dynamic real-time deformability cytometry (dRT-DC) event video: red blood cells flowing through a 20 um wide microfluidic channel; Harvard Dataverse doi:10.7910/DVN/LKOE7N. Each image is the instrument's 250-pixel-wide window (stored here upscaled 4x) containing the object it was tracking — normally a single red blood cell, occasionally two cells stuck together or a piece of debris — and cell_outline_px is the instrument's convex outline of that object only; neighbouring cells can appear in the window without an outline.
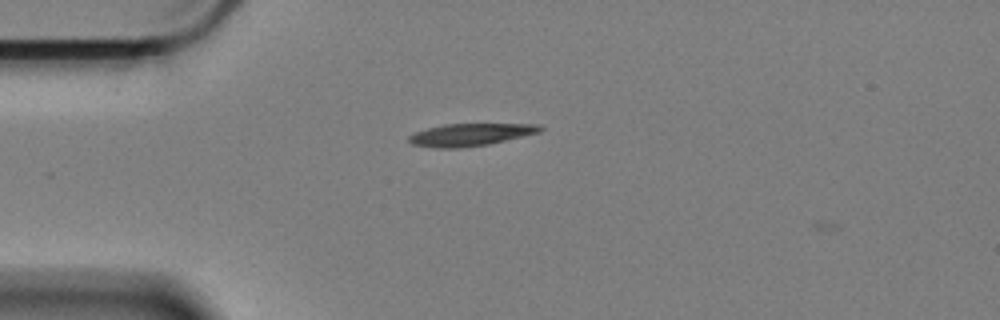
{"species": "Egyptian fruit bat (a non-hibernating species)", "species_latin": "Rousettus aegyptiacus", "temperature_condition": "cold", "stored_images_in_passage": 6, "camera_frame_rate_fps": 3000, "um_per_image_px": 0.085, "animal": {"sex": "female"}, "frame": {"image": 1, "passage_image": 5, "time_ms": 1.333, "image_size_px": [1000, 320], "cell_outline_px": [[544, 128], [540, 132], [488, 144], [460, 148], [436, 148], [412, 144], [408, 140], [408, 136], [416, 132], [428, 128], [444, 124], [540, 124]], "centroid_in_image_um": [39.98, 11.44], "position_along_channel_um": 45.0, "area_um2": 16.99}}